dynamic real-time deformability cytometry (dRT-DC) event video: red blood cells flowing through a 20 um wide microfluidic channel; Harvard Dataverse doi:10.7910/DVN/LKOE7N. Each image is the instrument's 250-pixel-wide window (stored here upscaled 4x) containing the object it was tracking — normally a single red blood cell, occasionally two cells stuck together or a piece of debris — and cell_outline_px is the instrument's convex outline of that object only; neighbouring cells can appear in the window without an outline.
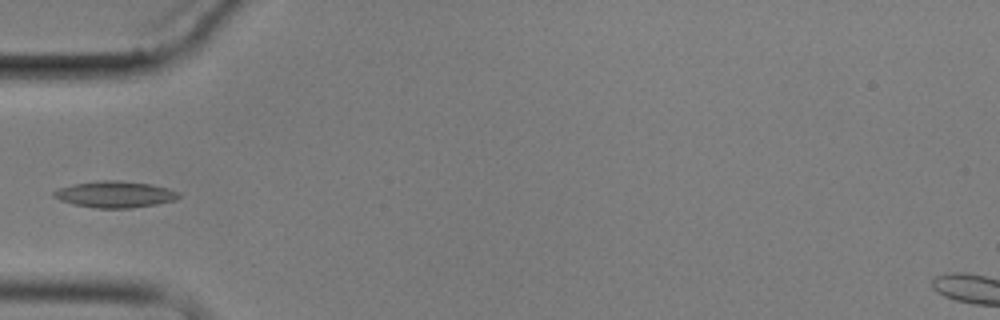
{"species": "common noctule bat (a hibernating species)", "species_latin": "Nyctalus noctula", "temperature_condition": "cold", "stored_images_in_passage": 5, "camera_frame_rate_fps": 3000, "um_per_image_px": 0.085, "animal": {"sex": "male", "body_mass_g": 17.9}, "frame": {"image": 1, "passage_image": 5, "time_ms": 4.667, "image_size_px": [1000, 320], "cell_outline_px": [[180, 196], [176, 200], [156, 204], [132, 208], [96, 208], [72, 204], [60, 200], [52, 196], [52, 192], [60, 188], [72, 184], [104, 180], [116, 180], [152, 184], [168, 188], [180, 192]], "centroid_in_image_um": [9.78, 16.52], "position_along_channel_um": 75.2, "area_um2": 19.31}}